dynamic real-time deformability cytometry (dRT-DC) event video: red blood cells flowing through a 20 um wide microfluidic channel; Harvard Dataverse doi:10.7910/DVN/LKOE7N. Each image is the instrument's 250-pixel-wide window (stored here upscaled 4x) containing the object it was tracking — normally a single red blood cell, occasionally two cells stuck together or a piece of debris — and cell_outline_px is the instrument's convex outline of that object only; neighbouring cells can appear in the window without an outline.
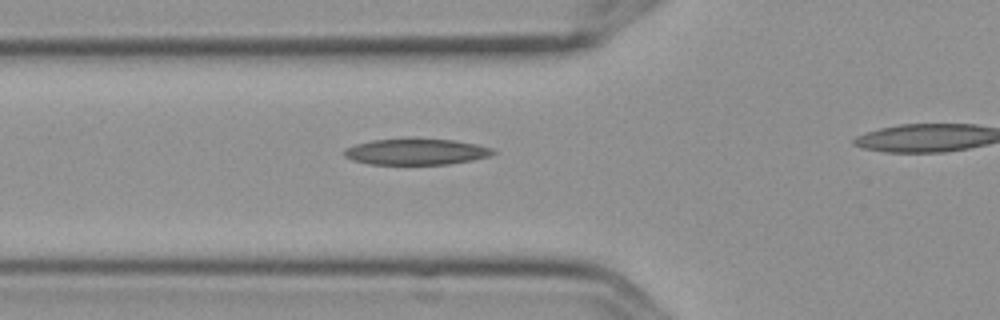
{"species": "Egyptian fruit bat (a non-hibernating species)", "species_latin": "Rousettus aegyptiacus", "temperature_condition": "cold", "stored_images_in_passage": 4, "camera_frame_rate_fps": 3000, "um_per_image_px": 0.085, "frame": {"image": 1, "passage_image": 3, "time_ms": 0.667, "image_size_px": [1000, 320], "cell_outline_px": [[496, 152], [488, 156], [472, 160], [448, 164], [368, 164], [352, 160], [344, 156], [344, 148], [356, 144], [372, 140], [404, 136], [412, 136], [452, 140], [476, 144], [492, 148]], "centroid_in_image_um": [35.32, 12.86], "position_along_channel_um": 90.5, "area_um2": 23.35}}